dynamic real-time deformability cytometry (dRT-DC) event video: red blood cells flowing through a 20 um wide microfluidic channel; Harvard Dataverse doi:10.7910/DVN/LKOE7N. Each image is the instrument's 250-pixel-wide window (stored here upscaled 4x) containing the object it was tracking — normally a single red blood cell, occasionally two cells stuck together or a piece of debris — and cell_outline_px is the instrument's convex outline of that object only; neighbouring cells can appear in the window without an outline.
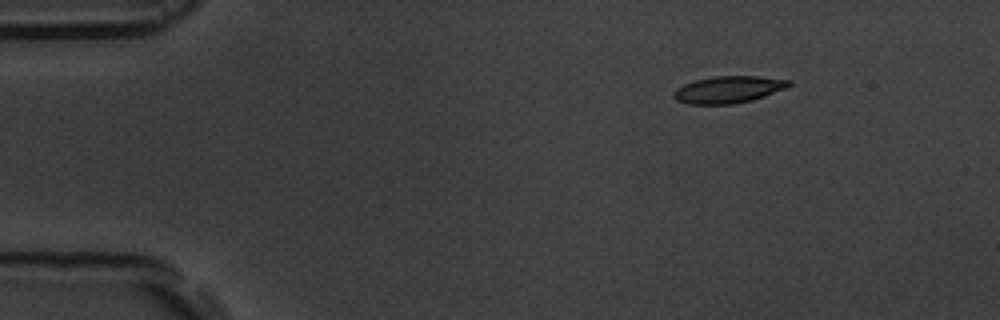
{"species": "common noctule bat (a hibernating species)", "species_latin": "Nyctalus noctula", "temperature_condition": "room temperature", "stored_images_in_passage": 3, "camera_frame_rate_fps": 3000, "um_per_image_px": 0.085, "animal": {"sex": "male", "body_mass_g": 19.5, "forearm_length_mm": 54.6}, "frame": {"image": 1, "passage_image": 1, "time_ms": 0.0, "image_size_px": [1000, 320], "cell_outline_px": [[792, 84], [788, 88], [752, 100], [732, 104], [688, 104], [676, 100], [672, 96], [672, 92], [676, 88], [684, 84], [696, 80], [716, 76], [760, 76], [792, 80]], "centroid_in_image_um": [61.93, 7.61], "position_along_channel_um": 23.1, "area_um2": 18.26}}